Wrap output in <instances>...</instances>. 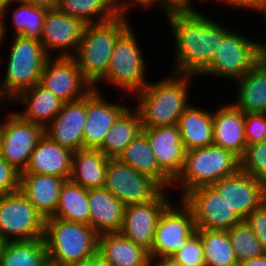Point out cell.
Wrapping results in <instances>:
<instances>
[{
  "label": "cell",
  "instance_id": "cell-24",
  "mask_svg": "<svg viewBox=\"0 0 266 266\" xmlns=\"http://www.w3.org/2000/svg\"><path fill=\"white\" fill-rule=\"evenodd\" d=\"M89 225L98 234L120 232L125 205L105 187L88 189Z\"/></svg>",
  "mask_w": 266,
  "mask_h": 266
},
{
  "label": "cell",
  "instance_id": "cell-47",
  "mask_svg": "<svg viewBox=\"0 0 266 266\" xmlns=\"http://www.w3.org/2000/svg\"><path fill=\"white\" fill-rule=\"evenodd\" d=\"M18 2H24L47 9H56L58 5V0H18Z\"/></svg>",
  "mask_w": 266,
  "mask_h": 266
},
{
  "label": "cell",
  "instance_id": "cell-40",
  "mask_svg": "<svg viewBox=\"0 0 266 266\" xmlns=\"http://www.w3.org/2000/svg\"><path fill=\"white\" fill-rule=\"evenodd\" d=\"M245 139L247 145H252L266 139V114L245 113Z\"/></svg>",
  "mask_w": 266,
  "mask_h": 266
},
{
  "label": "cell",
  "instance_id": "cell-46",
  "mask_svg": "<svg viewBox=\"0 0 266 266\" xmlns=\"http://www.w3.org/2000/svg\"><path fill=\"white\" fill-rule=\"evenodd\" d=\"M154 259H157V261ZM154 261H156V263ZM152 265L153 266H183L180 262L175 260L173 257H150V266Z\"/></svg>",
  "mask_w": 266,
  "mask_h": 266
},
{
  "label": "cell",
  "instance_id": "cell-18",
  "mask_svg": "<svg viewBox=\"0 0 266 266\" xmlns=\"http://www.w3.org/2000/svg\"><path fill=\"white\" fill-rule=\"evenodd\" d=\"M87 118V95L63 103L61 110L45 128V134L59 145L75 152L83 148Z\"/></svg>",
  "mask_w": 266,
  "mask_h": 266
},
{
  "label": "cell",
  "instance_id": "cell-1",
  "mask_svg": "<svg viewBox=\"0 0 266 266\" xmlns=\"http://www.w3.org/2000/svg\"><path fill=\"white\" fill-rule=\"evenodd\" d=\"M165 14L175 36L176 68L173 73L200 76L211 64L219 42L229 29L195 8L174 9Z\"/></svg>",
  "mask_w": 266,
  "mask_h": 266
},
{
  "label": "cell",
  "instance_id": "cell-20",
  "mask_svg": "<svg viewBox=\"0 0 266 266\" xmlns=\"http://www.w3.org/2000/svg\"><path fill=\"white\" fill-rule=\"evenodd\" d=\"M124 105L107 102L98 87L87 95V118L83 148L99 149L118 117L127 109Z\"/></svg>",
  "mask_w": 266,
  "mask_h": 266
},
{
  "label": "cell",
  "instance_id": "cell-23",
  "mask_svg": "<svg viewBox=\"0 0 266 266\" xmlns=\"http://www.w3.org/2000/svg\"><path fill=\"white\" fill-rule=\"evenodd\" d=\"M245 113L232 103L213 112V145L232 151L241 158L246 150Z\"/></svg>",
  "mask_w": 266,
  "mask_h": 266
},
{
  "label": "cell",
  "instance_id": "cell-49",
  "mask_svg": "<svg viewBox=\"0 0 266 266\" xmlns=\"http://www.w3.org/2000/svg\"><path fill=\"white\" fill-rule=\"evenodd\" d=\"M15 2H18V0H0L1 36H2V38H4V36L6 34L5 32L7 31L6 27H5L6 25L3 22L4 16L6 15L7 9L10 8L8 6H11V3L15 4Z\"/></svg>",
  "mask_w": 266,
  "mask_h": 266
},
{
  "label": "cell",
  "instance_id": "cell-50",
  "mask_svg": "<svg viewBox=\"0 0 266 266\" xmlns=\"http://www.w3.org/2000/svg\"><path fill=\"white\" fill-rule=\"evenodd\" d=\"M238 266H266V253L250 260L241 262L238 264Z\"/></svg>",
  "mask_w": 266,
  "mask_h": 266
},
{
  "label": "cell",
  "instance_id": "cell-19",
  "mask_svg": "<svg viewBox=\"0 0 266 266\" xmlns=\"http://www.w3.org/2000/svg\"><path fill=\"white\" fill-rule=\"evenodd\" d=\"M159 168L174 181L182 170L186 149L178 125L143 128Z\"/></svg>",
  "mask_w": 266,
  "mask_h": 266
},
{
  "label": "cell",
  "instance_id": "cell-42",
  "mask_svg": "<svg viewBox=\"0 0 266 266\" xmlns=\"http://www.w3.org/2000/svg\"><path fill=\"white\" fill-rule=\"evenodd\" d=\"M19 175L20 173L0 156V197L19 190Z\"/></svg>",
  "mask_w": 266,
  "mask_h": 266
},
{
  "label": "cell",
  "instance_id": "cell-32",
  "mask_svg": "<svg viewBox=\"0 0 266 266\" xmlns=\"http://www.w3.org/2000/svg\"><path fill=\"white\" fill-rule=\"evenodd\" d=\"M48 263L43 238L2 243L0 266H46Z\"/></svg>",
  "mask_w": 266,
  "mask_h": 266
},
{
  "label": "cell",
  "instance_id": "cell-22",
  "mask_svg": "<svg viewBox=\"0 0 266 266\" xmlns=\"http://www.w3.org/2000/svg\"><path fill=\"white\" fill-rule=\"evenodd\" d=\"M74 152L53 141L45 133L33 150L27 168L21 173L55 175L69 180Z\"/></svg>",
  "mask_w": 266,
  "mask_h": 266
},
{
  "label": "cell",
  "instance_id": "cell-54",
  "mask_svg": "<svg viewBox=\"0 0 266 266\" xmlns=\"http://www.w3.org/2000/svg\"><path fill=\"white\" fill-rule=\"evenodd\" d=\"M3 38L1 36V14H0V42H2Z\"/></svg>",
  "mask_w": 266,
  "mask_h": 266
},
{
  "label": "cell",
  "instance_id": "cell-28",
  "mask_svg": "<svg viewBox=\"0 0 266 266\" xmlns=\"http://www.w3.org/2000/svg\"><path fill=\"white\" fill-rule=\"evenodd\" d=\"M236 82L239 86L233 105L244 113L266 114V63L258 61Z\"/></svg>",
  "mask_w": 266,
  "mask_h": 266
},
{
  "label": "cell",
  "instance_id": "cell-3",
  "mask_svg": "<svg viewBox=\"0 0 266 266\" xmlns=\"http://www.w3.org/2000/svg\"><path fill=\"white\" fill-rule=\"evenodd\" d=\"M125 13L97 24L86 25L73 56L84 78L96 88L108 71L117 40L130 28Z\"/></svg>",
  "mask_w": 266,
  "mask_h": 266
},
{
  "label": "cell",
  "instance_id": "cell-52",
  "mask_svg": "<svg viewBox=\"0 0 266 266\" xmlns=\"http://www.w3.org/2000/svg\"><path fill=\"white\" fill-rule=\"evenodd\" d=\"M111 1L119 9L120 13H123V2L127 0H111Z\"/></svg>",
  "mask_w": 266,
  "mask_h": 266
},
{
  "label": "cell",
  "instance_id": "cell-36",
  "mask_svg": "<svg viewBox=\"0 0 266 266\" xmlns=\"http://www.w3.org/2000/svg\"><path fill=\"white\" fill-rule=\"evenodd\" d=\"M21 5L13 13L14 36H23L39 39L45 17L49 9L39 6H33L24 2H17Z\"/></svg>",
  "mask_w": 266,
  "mask_h": 266
},
{
  "label": "cell",
  "instance_id": "cell-13",
  "mask_svg": "<svg viewBox=\"0 0 266 266\" xmlns=\"http://www.w3.org/2000/svg\"><path fill=\"white\" fill-rule=\"evenodd\" d=\"M104 187L125 206L150 201L163 190L150 176L118 159H109Z\"/></svg>",
  "mask_w": 266,
  "mask_h": 266
},
{
  "label": "cell",
  "instance_id": "cell-21",
  "mask_svg": "<svg viewBox=\"0 0 266 266\" xmlns=\"http://www.w3.org/2000/svg\"><path fill=\"white\" fill-rule=\"evenodd\" d=\"M65 181L55 175L20 173L19 190L46 219L55 215Z\"/></svg>",
  "mask_w": 266,
  "mask_h": 266
},
{
  "label": "cell",
  "instance_id": "cell-33",
  "mask_svg": "<svg viewBox=\"0 0 266 266\" xmlns=\"http://www.w3.org/2000/svg\"><path fill=\"white\" fill-rule=\"evenodd\" d=\"M54 218L89 225L88 189L66 180L61 188Z\"/></svg>",
  "mask_w": 266,
  "mask_h": 266
},
{
  "label": "cell",
  "instance_id": "cell-10",
  "mask_svg": "<svg viewBox=\"0 0 266 266\" xmlns=\"http://www.w3.org/2000/svg\"><path fill=\"white\" fill-rule=\"evenodd\" d=\"M179 209L169 204L162 212L156 226L150 257H172L182 250L196 233L191 209L180 200Z\"/></svg>",
  "mask_w": 266,
  "mask_h": 266
},
{
  "label": "cell",
  "instance_id": "cell-55",
  "mask_svg": "<svg viewBox=\"0 0 266 266\" xmlns=\"http://www.w3.org/2000/svg\"><path fill=\"white\" fill-rule=\"evenodd\" d=\"M1 131H2V123H0V136H1Z\"/></svg>",
  "mask_w": 266,
  "mask_h": 266
},
{
  "label": "cell",
  "instance_id": "cell-9",
  "mask_svg": "<svg viewBox=\"0 0 266 266\" xmlns=\"http://www.w3.org/2000/svg\"><path fill=\"white\" fill-rule=\"evenodd\" d=\"M258 61V42L230 30L219 42L211 64L200 75L212 74L236 81Z\"/></svg>",
  "mask_w": 266,
  "mask_h": 266
},
{
  "label": "cell",
  "instance_id": "cell-38",
  "mask_svg": "<svg viewBox=\"0 0 266 266\" xmlns=\"http://www.w3.org/2000/svg\"><path fill=\"white\" fill-rule=\"evenodd\" d=\"M240 169L266 183V139L246 146L240 158Z\"/></svg>",
  "mask_w": 266,
  "mask_h": 266
},
{
  "label": "cell",
  "instance_id": "cell-41",
  "mask_svg": "<svg viewBox=\"0 0 266 266\" xmlns=\"http://www.w3.org/2000/svg\"><path fill=\"white\" fill-rule=\"evenodd\" d=\"M244 220L252 228L266 253V200Z\"/></svg>",
  "mask_w": 266,
  "mask_h": 266
},
{
  "label": "cell",
  "instance_id": "cell-31",
  "mask_svg": "<svg viewBox=\"0 0 266 266\" xmlns=\"http://www.w3.org/2000/svg\"><path fill=\"white\" fill-rule=\"evenodd\" d=\"M128 107L115 121L99 150L110 159H117L122 151L142 132L143 126L137 110Z\"/></svg>",
  "mask_w": 266,
  "mask_h": 266
},
{
  "label": "cell",
  "instance_id": "cell-48",
  "mask_svg": "<svg viewBox=\"0 0 266 266\" xmlns=\"http://www.w3.org/2000/svg\"><path fill=\"white\" fill-rule=\"evenodd\" d=\"M72 266H109L105 260L97 253L95 256L80 261Z\"/></svg>",
  "mask_w": 266,
  "mask_h": 266
},
{
  "label": "cell",
  "instance_id": "cell-39",
  "mask_svg": "<svg viewBox=\"0 0 266 266\" xmlns=\"http://www.w3.org/2000/svg\"><path fill=\"white\" fill-rule=\"evenodd\" d=\"M183 266H205L203 243L201 237L195 233L185 247L172 256Z\"/></svg>",
  "mask_w": 266,
  "mask_h": 266
},
{
  "label": "cell",
  "instance_id": "cell-16",
  "mask_svg": "<svg viewBox=\"0 0 266 266\" xmlns=\"http://www.w3.org/2000/svg\"><path fill=\"white\" fill-rule=\"evenodd\" d=\"M164 189L152 200L129 204L125 207L123 225L121 233L129 240L139 245L149 252L154 241V234L157 222L170 204L167 196L164 195Z\"/></svg>",
  "mask_w": 266,
  "mask_h": 266
},
{
  "label": "cell",
  "instance_id": "cell-30",
  "mask_svg": "<svg viewBox=\"0 0 266 266\" xmlns=\"http://www.w3.org/2000/svg\"><path fill=\"white\" fill-rule=\"evenodd\" d=\"M121 163L150 176L163 189L173 185V181L159 168L147 136L141 132L118 156Z\"/></svg>",
  "mask_w": 266,
  "mask_h": 266
},
{
  "label": "cell",
  "instance_id": "cell-34",
  "mask_svg": "<svg viewBox=\"0 0 266 266\" xmlns=\"http://www.w3.org/2000/svg\"><path fill=\"white\" fill-rule=\"evenodd\" d=\"M57 9L81 20L85 25L109 21L120 14L111 0H58Z\"/></svg>",
  "mask_w": 266,
  "mask_h": 266
},
{
  "label": "cell",
  "instance_id": "cell-5",
  "mask_svg": "<svg viewBox=\"0 0 266 266\" xmlns=\"http://www.w3.org/2000/svg\"><path fill=\"white\" fill-rule=\"evenodd\" d=\"M240 169V158L232 151L215 145L186 151L181 172L173 181L182 187L181 198L200 186H211Z\"/></svg>",
  "mask_w": 266,
  "mask_h": 266
},
{
  "label": "cell",
  "instance_id": "cell-11",
  "mask_svg": "<svg viewBox=\"0 0 266 266\" xmlns=\"http://www.w3.org/2000/svg\"><path fill=\"white\" fill-rule=\"evenodd\" d=\"M5 119L0 136V156L21 173L26 170L45 128L23 120L16 112H11Z\"/></svg>",
  "mask_w": 266,
  "mask_h": 266
},
{
  "label": "cell",
  "instance_id": "cell-26",
  "mask_svg": "<svg viewBox=\"0 0 266 266\" xmlns=\"http://www.w3.org/2000/svg\"><path fill=\"white\" fill-rule=\"evenodd\" d=\"M11 101L22 102L25 105L24 112H16L23 120L44 128L52 122L64 103L40 83L20 92Z\"/></svg>",
  "mask_w": 266,
  "mask_h": 266
},
{
  "label": "cell",
  "instance_id": "cell-8",
  "mask_svg": "<svg viewBox=\"0 0 266 266\" xmlns=\"http://www.w3.org/2000/svg\"><path fill=\"white\" fill-rule=\"evenodd\" d=\"M131 27L117 40L106 76L102 79L123 91L137 93L149 82L145 60ZM146 70V71H145Z\"/></svg>",
  "mask_w": 266,
  "mask_h": 266
},
{
  "label": "cell",
  "instance_id": "cell-15",
  "mask_svg": "<svg viewBox=\"0 0 266 266\" xmlns=\"http://www.w3.org/2000/svg\"><path fill=\"white\" fill-rule=\"evenodd\" d=\"M211 186L242 220L266 200V183L241 169Z\"/></svg>",
  "mask_w": 266,
  "mask_h": 266
},
{
  "label": "cell",
  "instance_id": "cell-45",
  "mask_svg": "<svg viewBox=\"0 0 266 266\" xmlns=\"http://www.w3.org/2000/svg\"><path fill=\"white\" fill-rule=\"evenodd\" d=\"M139 5L140 7H143L144 8H149L151 6H154L155 4H158L159 3V0H129V1H126L123 3V13H126L127 15V10H129L132 5L134 6L135 4ZM143 5V6H142Z\"/></svg>",
  "mask_w": 266,
  "mask_h": 266
},
{
  "label": "cell",
  "instance_id": "cell-14",
  "mask_svg": "<svg viewBox=\"0 0 266 266\" xmlns=\"http://www.w3.org/2000/svg\"><path fill=\"white\" fill-rule=\"evenodd\" d=\"M49 57L41 73L40 84L64 103L88 95L94 88L82 75L73 57Z\"/></svg>",
  "mask_w": 266,
  "mask_h": 266
},
{
  "label": "cell",
  "instance_id": "cell-17",
  "mask_svg": "<svg viewBox=\"0 0 266 266\" xmlns=\"http://www.w3.org/2000/svg\"><path fill=\"white\" fill-rule=\"evenodd\" d=\"M85 26L81 20L62 13L57 8L49 9L39 41L49 57L52 56L51 49H65L59 54L60 57H73L78 50Z\"/></svg>",
  "mask_w": 266,
  "mask_h": 266
},
{
  "label": "cell",
  "instance_id": "cell-37",
  "mask_svg": "<svg viewBox=\"0 0 266 266\" xmlns=\"http://www.w3.org/2000/svg\"><path fill=\"white\" fill-rule=\"evenodd\" d=\"M227 232L238 263L265 254L261 242L245 220L235 224Z\"/></svg>",
  "mask_w": 266,
  "mask_h": 266
},
{
  "label": "cell",
  "instance_id": "cell-35",
  "mask_svg": "<svg viewBox=\"0 0 266 266\" xmlns=\"http://www.w3.org/2000/svg\"><path fill=\"white\" fill-rule=\"evenodd\" d=\"M203 243L205 266H238L227 231L196 229Z\"/></svg>",
  "mask_w": 266,
  "mask_h": 266
},
{
  "label": "cell",
  "instance_id": "cell-12",
  "mask_svg": "<svg viewBox=\"0 0 266 266\" xmlns=\"http://www.w3.org/2000/svg\"><path fill=\"white\" fill-rule=\"evenodd\" d=\"M181 200L191 209L196 229L228 231L242 219L212 186H200Z\"/></svg>",
  "mask_w": 266,
  "mask_h": 266
},
{
  "label": "cell",
  "instance_id": "cell-2",
  "mask_svg": "<svg viewBox=\"0 0 266 266\" xmlns=\"http://www.w3.org/2000/svg\"><path fill=\"white\" fill-rule=\"evenodd\" d=\"M166 79L150 82L138 96L137 111L143 128L177 125L188 104L189 79L194 75L173 73Z\"/></svg>",
  "mask_w": 266,
  "mask_h": 266
},
{
  "label": "cell",
  "instance_id": "cell-29",
  "mask_svg": "<svg viewBox=\"0 0 266 266\" xmlns=\"http://www.w3.org/2000/svg\"><path fill=\"white\" fill-rule=\"evenodd\" d=\"M177 125L186 151L213 145V112L190 105Z\"/></svg>",
  "mask_w": 266,
  "mask_h": 266
},
{
  "label": "cell",
  "instance_id": "cell-44",
  "mask_svg": "<svg viewBox=\"0 0 266 266\" xmlns=\"http://www.w3.org/2000/svg\"><path fill=\"white\" fill-rule=\"evenodd\" d=\"M162 10L166 13L174 9H191L194 8L190 5V0H159Z\"/></svg>",
  "mask_w": 266,
  "mask_h": 266
},
{
  "label": "cell",
  "instance_id": "cell-51",
  "mask_svg": "<svg viewBox=\"0 0 266 266\" xmlns=\"http://www.w3.org/2000/svg\"><path fill=\"white\" fill-rule=\"evenodd\" d=\"M260 13H262L264 17V21L266 22V9H263ZM258 58L259 61L262 63H266V43H260L258 42Z\"/></svg>",
  "mask_w": 266,
  "mask_h": 266
},
{
  "label": "cell",
  "instance_id": "cell-25",
  "mask_svg": "<svg viewBox=\"0 0 266 266\" xmlns=\"http://www.w3.org/2000/svg\"><path fill=\"white\" fill-rule=\"evenodd\" d=\"M97 253L109 266H150V253L121 232L98 236Z\"/></svg>",
  "mask_w": 266,
  "mask_h": 266
},
{
  "label": "cell",
  "instance_id": "cell-6",
  "mask_svg": "<svg viewBox=\"0 0 266 266\" xmlns=\"http://www.w3.org/2000/svg\"><path fill=\"white\" fill-rule=\"evenodd\" d=\"M13 38L6 75L0 82V93L7 101L40 83L43 67L49 58L39 39L23 36Z\"/></svg>",
  "mask_w": 266,
  "mask_h": 266
},
{
  "label": "cell",
  "instance_id": "cell-27",
  "mask_svg": "<svg viewBox=\"0 0 266 266\" xmlns=\"http://www.w3.org/2000/svg\"><path fill=\"white\" fill-rule=\"evenodd\" d=\"M109 159L99 149L75 151L69 180L86 189L104 187Z\"/></svg>",
  "mask_w": 266,
  "mask_h": 266
},
{
  "label": "cell",
  "instance_id": "cell-4",
  "mask_svg": "<svg viewBox=\"0 0 266 266\" xmlns=\"http://www.w3.org/2000/svg\"><path fill=\"white\" fill-rule=\"evenodd\" d=\"M98 236L90 225L46 218L43 239L49 264L72 266L95 256Z\"/></svg>",
  "mask_w": 266,
  "mask_h": 266
},
{
  "label": "cell",
  "instance_id": "cell-53",
  "mask_svg": "<svg viewBox=\"0 0 266 266\" xmlns=\"http://www.w3.org/2000/svg\"><path fill=\"white\" fill-rule=\"evenodd\" d=\"M1 101H4V102H5L6 100H5V98L2 96V94L0 93V108H1V106H2L1 104L3 103V102H1Z\"/></svg>",
  "mask_w": 266,
  "mask_h": 266
},
{
  "label": "cell",
  "instance_id": "cell-7",
  "mask_svg": "<svg viewBox=\"0 0 266 266\" xmlns=\"http://www.w3.org/2000/svg\"><path fill=\"white\" fill-rule=\"evenodd\" d=\"M44 228L45 218L20 190L0 197V240L3 243L43 238Z\"/></svg>",
  "mask_w": 266,
  "mask_h": 266
},
{
  "label": "cell",
  "instance_id": "cell-43",
  "mask_svg": "<svg viewBox=\"0 0 266 266\" xmlns=\"http://www.w3.org/2000/svg\"><path fill=\"white\" fill-rule=\"evenodd\" d=\"M225 6H233L235 8H246L247 10H255L261 12L266 8V4L262 0H219Z\"/></svg>",
  "mask_w": 266,
  "mask_h": 266
}]
</instances>
